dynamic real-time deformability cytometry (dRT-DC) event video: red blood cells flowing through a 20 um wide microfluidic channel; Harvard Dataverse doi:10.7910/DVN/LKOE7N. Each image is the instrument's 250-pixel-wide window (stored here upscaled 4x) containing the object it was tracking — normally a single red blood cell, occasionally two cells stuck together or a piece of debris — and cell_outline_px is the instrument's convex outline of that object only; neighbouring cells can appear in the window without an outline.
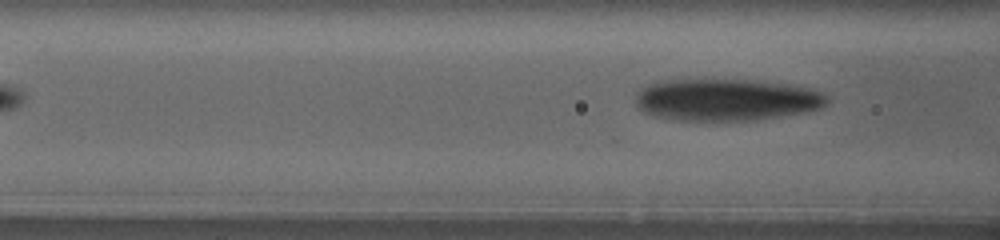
{"species": "human", "species_latin": "Homo sapiens", "temperature_condition": "warm", "stored_images_in_passage": 6, "segment_of_instrument_passage": [2, 2], "camera_frame_rate_fps": 3000, "um_per_image_px": 0.085, "donor": {"sex": "female"}, "frame": {"image": 1, "passage_image": 6, "time_ms": 6.0, "image_size_px": [1000, 240], "cell_outline_px": [[828, 104], [820, 108], [804, 112], [756, 120], [676, 120], [652, 116], [644, 112], [636, 104], [636, 92], [652, 80], [756, 80], [788, 84], [808, 88], [820, 92], [828, 96]], "centroid_in_image_um": [61.7, 8.47], "position_along_channel_um": 104.9, "area_um2": 47.05}}